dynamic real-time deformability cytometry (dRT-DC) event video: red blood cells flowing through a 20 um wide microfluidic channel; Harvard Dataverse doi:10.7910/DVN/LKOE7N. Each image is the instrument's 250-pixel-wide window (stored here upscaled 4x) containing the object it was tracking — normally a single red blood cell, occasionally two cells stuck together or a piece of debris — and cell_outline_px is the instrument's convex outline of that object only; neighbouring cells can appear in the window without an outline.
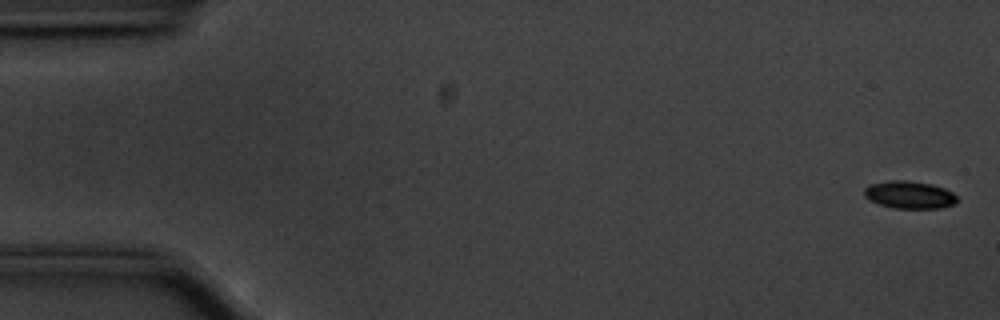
{"species": "common noctule bat (a hibernating species)", "species_latin": "Nyctalus noctula", "temperature_condition": "cold", "stored_images_in_passage": 57, "camera_frame_rate_fps": 3000, "um_per_image_px": 0.085, "animal": {"sex": "male", "body_mass_g": 20.1, "forearm_length_mm": 53.5}, "frame": {"image": 1, "passage_image": 2, "time_ms": 0.333, "image_size_px": [1000, 320], "cell_outline_px": [[956, 204], [940, 208], [896, 208], [880, 204], [864, 196], [864, 188], [872, 184], [888, 180], [904, 180], [932, 184], [944, 188], [952, 192], [956, 196]], "centroid_in_image_um": [77.32, 16.55], "position_along_channel_um": 7.7, "area_um2": 14.74}}
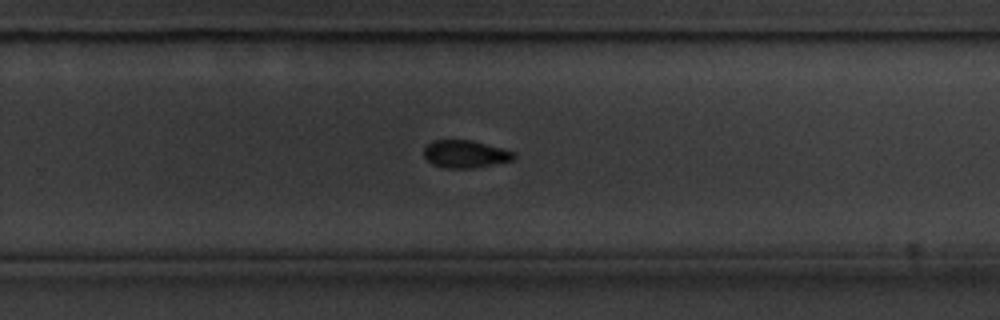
{"frame": {"image": 2, "passage_image": 37, "time_ms": 12.0, "image_size_px": [1000, 320], "cell_outline_px": [[516, 156], [512, 160], [476, 168], [444, 168], [432, 164], [424, 156], [424, 148], [432, 140], [472, 140], [504, 148], [516, 152]], "centroid_in_image_um": [39.57, 13.09], "position_along_channel_um": 290.2, "area_um2": 14.62}}
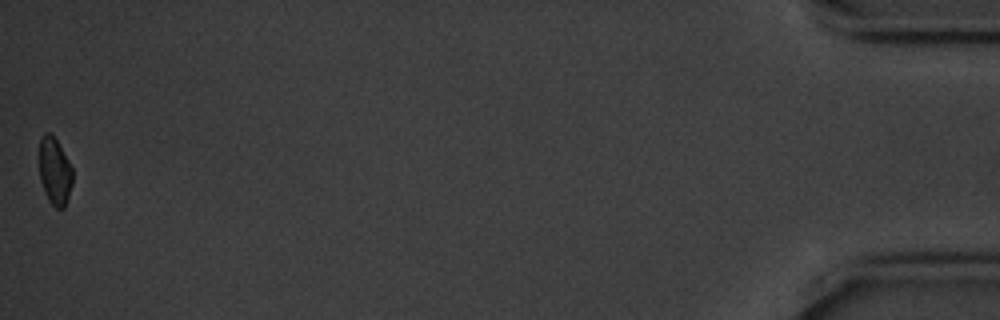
{"frame": {"image": 3, "passage_image": 57, "time_ms": 18.667, "image_size_px": [1000, 320], "cell_outline_px": [[72, 184], [64, 208], [56, 208], [48, 200], [44, 192], [40, 180], [40, 136], [44, 132], [48, 132], [56, 140], [68, 160], [72, 168]], "centroid_in_image_um": [4.64, 14.56], "position_along_channel_um": 430.6, "area_um2": 12.89}, "authors_computed_cell_mechanics": {"area_um2": 15.0858, "velocity_mm_per_s": 3.5573, "shape_relaxation_time_tau1_ms": 1.5767, "shape_relaxation_time_tau2_ms": null, "deformation_change_tau1": 0.0856, "deformation_change_tau2": null}}